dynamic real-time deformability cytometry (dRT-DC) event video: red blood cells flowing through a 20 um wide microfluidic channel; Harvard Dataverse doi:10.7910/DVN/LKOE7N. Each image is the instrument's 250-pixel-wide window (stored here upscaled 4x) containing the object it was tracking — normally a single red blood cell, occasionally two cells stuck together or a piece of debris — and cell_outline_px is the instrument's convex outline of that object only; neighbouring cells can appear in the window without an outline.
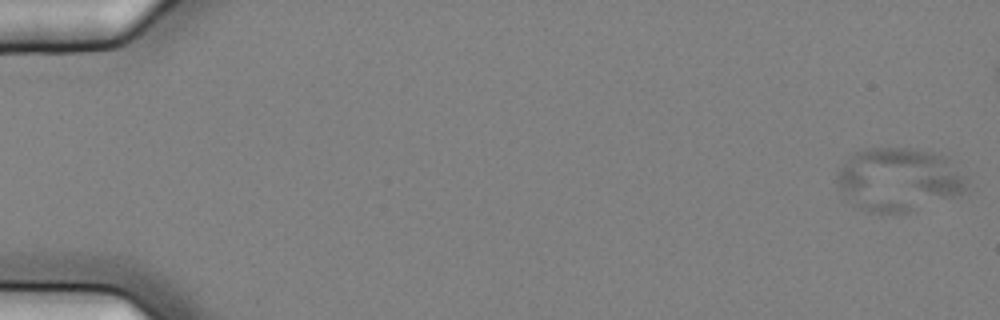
{"species": "common noctule bat (a hibernating species)", "species_latin": "Nyctalus noctula", "temperature_condition": "cold", "stored_images_in_passage": 53, "camera_frame_rate_fps": 3000, "um_per_image_px": 0.085, "animal": {"sex": "female", "body_mass_g": 25.1}, "frame": {"image": 1, "passage_image": 1, "time_ms": 0.0, "image_size_px": [1000, 320], "cell_outline_px": [[968, 184], [964, 192], [960, 196], [908, 212], [868, 212], [860, 208], [844, 196], [836, 180], [836, 176], [840, 168], [848, 156], [856, 152], [868, 148], [908, 148], [932, 152], [948, 156], [952, 160], [968, 180]], "centroid_in_image_um": [76.44, 15.25], "position_along_channel_um": 8.6, "area_um2": 48.26}}
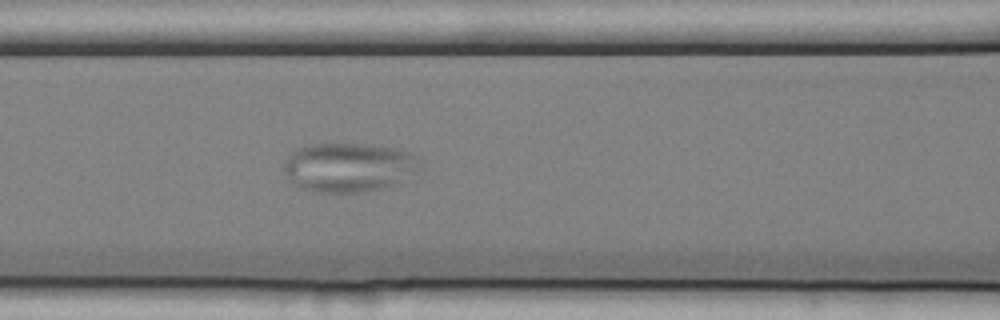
{"frame": {"image": 2, "passage_image": 25, "time_ms": 8.0, "image_size_px": [1000, 320], "cell_outline_px": [[420, 164], [416, 172], [400, 184], [388, 188], [364, 192], [320, 192], [300, 188], [292, 184], [284, 168], [284, 160], [296, 148], [308, 144], [364, 144], [392, 148], [408, 152], [416, 156]], "centroid_in_image_um": [29.65, 14.24], "position_along_channel_um": 137.0, "area_um2": 39.25}}
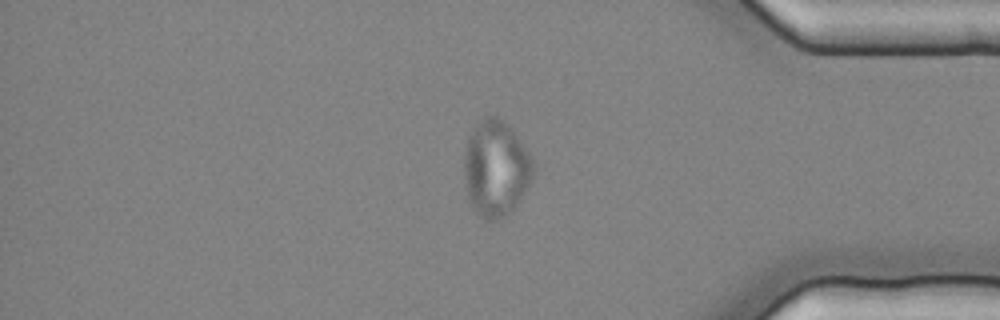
{"frame": {"image": 3, "passage_image": 48, "time_ms": 15.667, "image_size_px": [1000, 320], "cell_outline_px": [[536, 172], [516, 204], [504, 216], [496, 220], [484, 220], [472, 208], [468, 200], [464, 176], [464, 156], [468, 136], [472, 128], [480, 116], [496, 116], [504, 120], [508, 124], [528, 152], [536, 164]], "centroid_in_image_um": [42.13, 14.28], "position_along_channel_um": 393.1, "area_um2": 39.02}}